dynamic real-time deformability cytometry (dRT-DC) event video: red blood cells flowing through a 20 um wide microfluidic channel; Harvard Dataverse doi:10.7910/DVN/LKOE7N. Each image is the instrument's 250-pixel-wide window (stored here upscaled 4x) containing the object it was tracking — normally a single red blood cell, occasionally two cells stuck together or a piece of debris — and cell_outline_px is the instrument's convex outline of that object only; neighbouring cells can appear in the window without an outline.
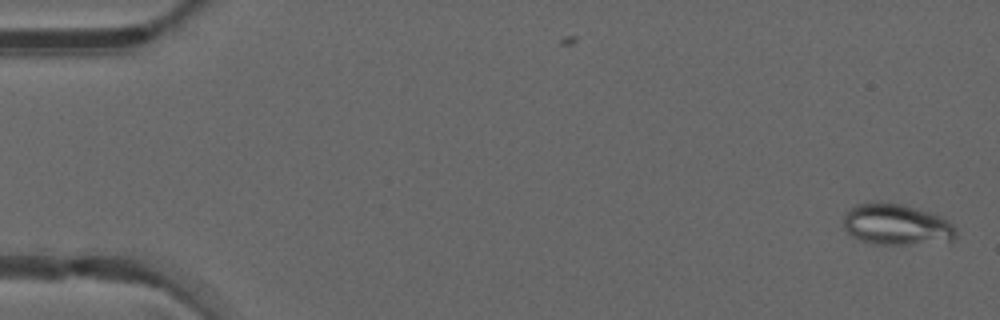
{"species": "common noctule bat (a hibernating species)", "species_latin": "Nyctalus noctula", "temperature_condition": "warm", "stored_images_in_passage": 46, "camera_frame_rate_fps": 3000, "um_per_image_px": 0.085, "animal": {"sex": "male", "forearm_length_mm": 52.5}, "frame": {"image": 1, "passage_image": 1, "time_ms": 0.0, "image_size_px": [1000, 320], "cell_outline_px": [[956, 240], [908, 244], [872, 244], [860, 240], [852, 236], [844, 228], [844, 216], [848, 208], [856, 204], [900, 204], [928, 212], [940, 216], [948, 220], [956, 228]], "centroid_in_image_um": [76.2, 19.11], "position_along_channel_um": 8.8, "area_um2": 26.47}}
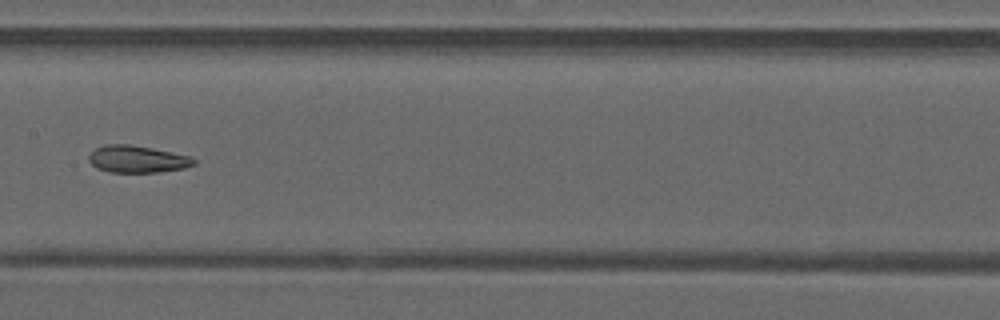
{"frame": {"image": 2, "passage_image": 25, "time_ms": 8.0, "image_size_px": [1000, 320], "cell_outline_px": [[196, 164], [184, 168], [156, 172], [108, 172], [96, 168], [88, 160], [88, 156], [96, 148], [104, 144], [128, 144], [152, 148], [192, 156], [196, 160]], "centroid_in_image_um": [11.67, 13.52], "position_along_channel_um": 195.7, "area_um2": 16.65}}
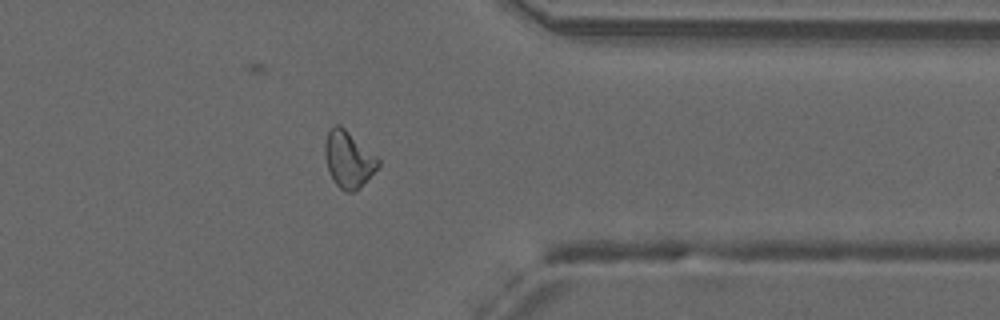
{"frame": {"image": 3, "passage_image": 39, "time_ms": 12.667, "image_size_px": [1000, 320], "cell_outline_px": [[380, 164], [352, 192], [344, 192], [336, 184], [328, 168], [324, 156], [324, 144], [328, 132], [336, 124], [340, 124], [376, 156], [380, 160]], "centroid_in_image_um": [29.58, 13.51], "position_along_channel_um": 381.8, "area_um2": 16.88}}